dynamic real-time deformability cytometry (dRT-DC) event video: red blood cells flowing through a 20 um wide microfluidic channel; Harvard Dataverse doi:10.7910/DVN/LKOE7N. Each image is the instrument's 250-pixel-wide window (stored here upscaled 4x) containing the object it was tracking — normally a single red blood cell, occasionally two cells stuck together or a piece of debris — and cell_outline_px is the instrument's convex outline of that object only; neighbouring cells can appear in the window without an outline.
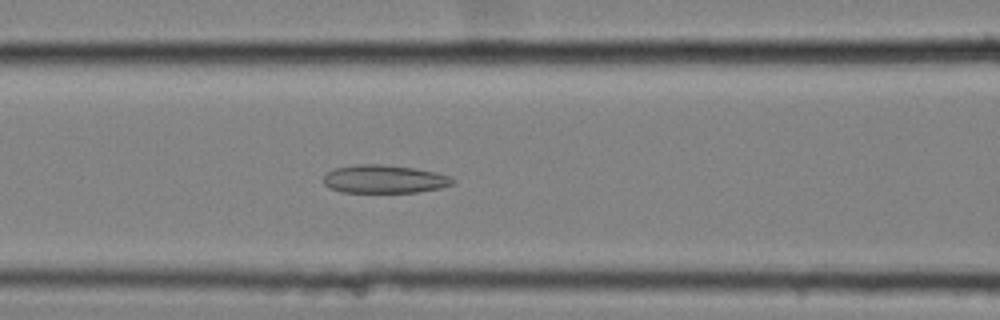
{"species": "common noctule bat (a hibernating species)", "species_latin": "Nyctalus noctula", "temperature_condition": "cold", "stored_images_in_passage": 40, "camera_frame_rate_fps": 3000, "um_per_image_px": 0.085, "animal": {"sex": "female", "body_mass_g": 25.1}, "frame": {"image": 1, "passage_image": 7, "time_ms": 2.0, "image_size_px": [1000, 320], "cell_outline_px": [[456, 184], [440, 188], [416, 192], [344, 192], [328, 188], [324, 184], [324, 176], [328, 172], [336, 168], [356, 164], [380, 164], [416, 168], [436, 172], [448, 176], [456, 180]], "centroid_in_image_um": [32.69, 15.22], "position_along_channel_um": 133.9, "area_um2": 21.27}}
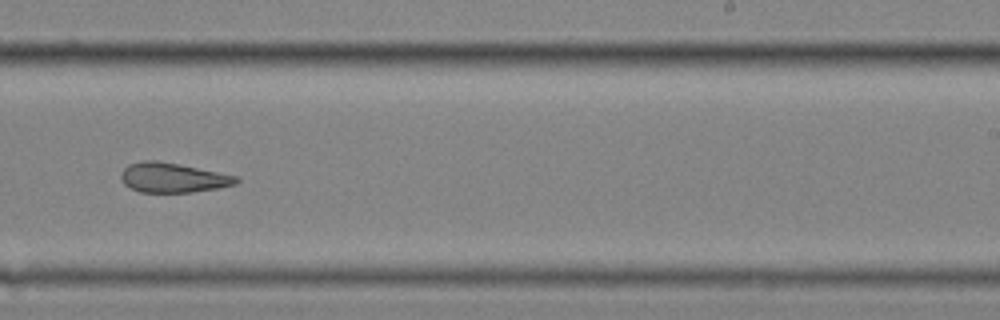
{"frame": {"image": 2, "passage_image": 19, "time_ms": 6.0, "image_size_px": [1000, 320], "cell_outline_px": [[240, 180], [236, 184], [220, 188], [192, 192], [140, 192], [124, 184], [120, 180], [120, 172], [128, 164], [144, 160], [156, 160], [180, 164], [236, 176]], "centroid_in_image_um": [14.67, 15.1], "position_along_channel_um": 274.3, "area_um2": 20.0}}
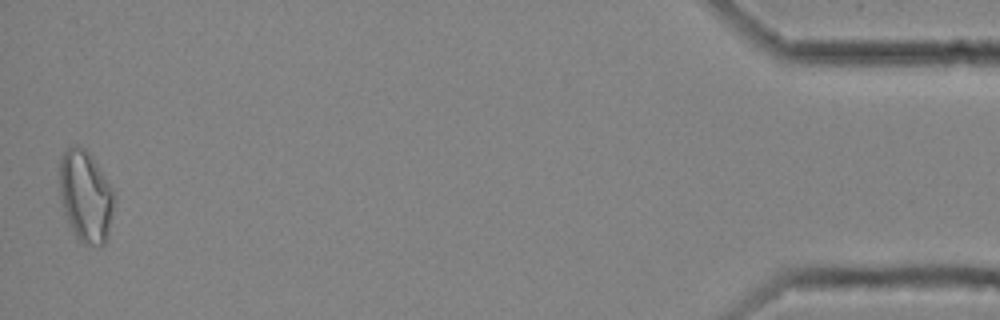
{"frame": {"image": 3, "passage_image": 39, "time_ms": 12.667, "image_size_px": [1000, 320], "cell_outline_px": [[112, 208], [108, 240], [104, 244], [84, 244], [76, 236], [68, 224], [60, 200], [60, 160], [64, 152], [72, 144], [76, 144], [84, 148], [92, 156], [112, 188]], "centroid_in_image_um": [7.25, 16.67], "position_along_channel_um": 428.0, "area_um2": 28.84}, "authors_computed_cell_mechanics": {"area_um2": 21.1259, "velocity_mm_per_s": 3.5219, "shape_relaxation_time_tau1_ms": null, "shape_relaxation_time_tau2_ms": 4.5044, "deformation_change_tau1": null, "deformation_change_tau2": 0.1328}}